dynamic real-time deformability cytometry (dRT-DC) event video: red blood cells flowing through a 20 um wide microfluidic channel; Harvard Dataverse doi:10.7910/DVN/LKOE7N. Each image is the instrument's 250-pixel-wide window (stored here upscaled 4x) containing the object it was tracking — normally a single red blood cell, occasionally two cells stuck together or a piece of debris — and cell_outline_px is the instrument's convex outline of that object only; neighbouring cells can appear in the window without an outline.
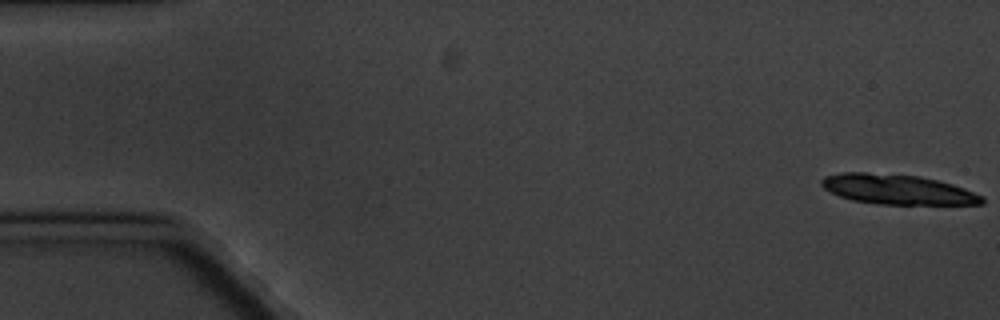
{"species": "common noctule bat (a hibernating species)", "species_latin": "Nyctalus noctula", "temperature_condition": "cold", "stored_images_in_passage": 5, "camera_frame_rate_fps": 3000, "um_per_image_px": 0.085, "animal": {"sex": "male", "body_mass_g": 20.1, "forearm_length_mm": 53.5}, "frame": {"image": 1, "passage_image": 1, "time_ms": 0.0, "image_size_px": [1000, 320], "cell_outline_px": [[984, 204], [880, 204], [852, 200], [840, 196], [824, 188], [820, 184], [820, 180], [824, 176], [840, 172], [868, 172], [920, 176], [952, 184], [964, 188], [984, 196]], "centroid_in_image_um": [76.27, 16.09], "position_along_channel_um": 8.7, "area_um2": 27.98}}